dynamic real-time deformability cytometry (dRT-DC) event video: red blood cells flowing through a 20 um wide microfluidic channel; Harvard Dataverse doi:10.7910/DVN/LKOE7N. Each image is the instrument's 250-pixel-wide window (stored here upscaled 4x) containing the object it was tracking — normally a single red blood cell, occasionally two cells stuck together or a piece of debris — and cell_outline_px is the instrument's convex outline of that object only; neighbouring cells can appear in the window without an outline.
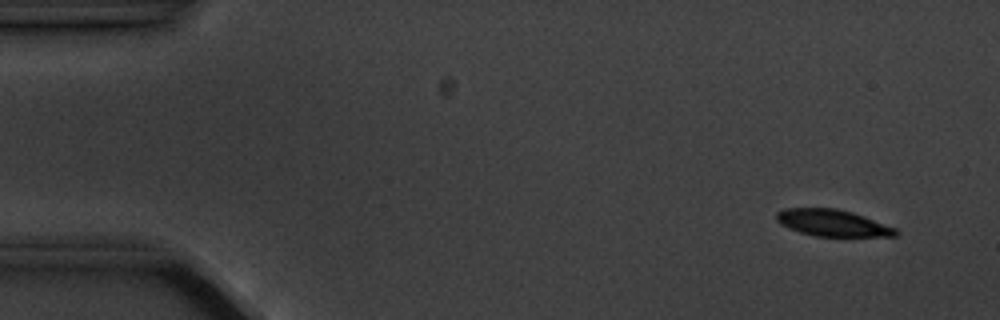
{"species": "common noctule bat (a hibernating species)", "species_latin": "Nyctalus noctula", "temperature_condition": "cold", "stored_images_in_passage": 8, "camera_frame_rate_fps": 3000, "um_per_image_px": 0.085, "animal": {"sex": "male", "body_mass_g": 20.1, "forearm_length_mm": 53.5}, "frame": {"image": 1, "passage_image": 2, "time_ms": 1.0, "image_size_px": [1000, 320], "cell_outline_px": [[900, 232], [896, 236], [816, 236], [800, 232], [788, 228], [780, 224], [776, 220], [776, 212], [784, 208], [836, 208], [852, 212], [864, 216], [896, 228]], "centroid_in_image_um": [70.75, 18.94], "position_along_channel_um": 14.2, "area_um2": 18.55}}
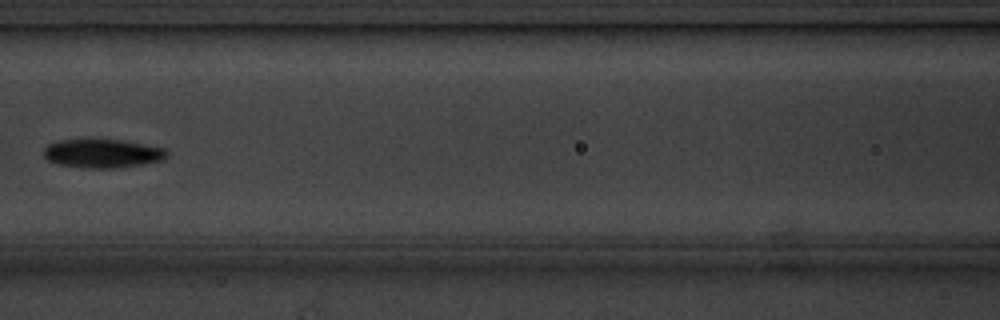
{"frame": {"image": 2, "passage_image": 8, "time_ms": 8.0, "image_size_px": [1000, 320], "cell_outline_px": [[168, 156], [164, 160], [144, 164], [112, 168], [84, 168], [56, 164], [48, 160], [44, 156], [44, 148], [48, 144], [56, 140], [92, 136], [120, 140], [164, 148], [168, 152]], "centroid_in_image_um": [8.65, 13.0], "position_along_channel_um": 157.9, "area_um2": 21.5}}